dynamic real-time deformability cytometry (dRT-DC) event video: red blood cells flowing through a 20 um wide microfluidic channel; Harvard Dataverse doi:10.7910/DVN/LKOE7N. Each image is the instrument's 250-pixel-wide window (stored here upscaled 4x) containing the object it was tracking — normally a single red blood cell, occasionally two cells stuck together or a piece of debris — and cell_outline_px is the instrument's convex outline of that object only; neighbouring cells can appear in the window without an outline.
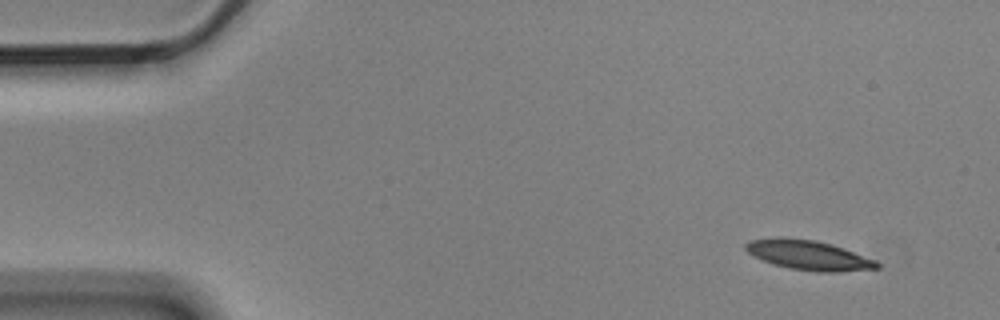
{"species": "Egyptian fruit bat (a non-hibernating species)", "species_latin": "Rousettus aegyptiacus", "temperature_condition": "cold", "stored_images_in_passage": 7, "camera_frame_rate_fps": 3000, "um_per_image_px": 0.085, "animal": {"sex": "male"}, "frame": {"image": 1, "passage_image": 1, "time_ms": 0.0, "image_size_px": [1000, 320], "cell_outline_px": [[880, 268], [840, 272], [816, 272], [788, 268], [772, 264], [748, 252], [744, 248], [744, 244], [748, 240], [776, 236], [816, 240], [832, 244], [876, 260], [880, 264]], "centroid_in_image_um": [68.72, 21.68], "position_along_channel_um": 16.3, "area_um2": 22.95}}
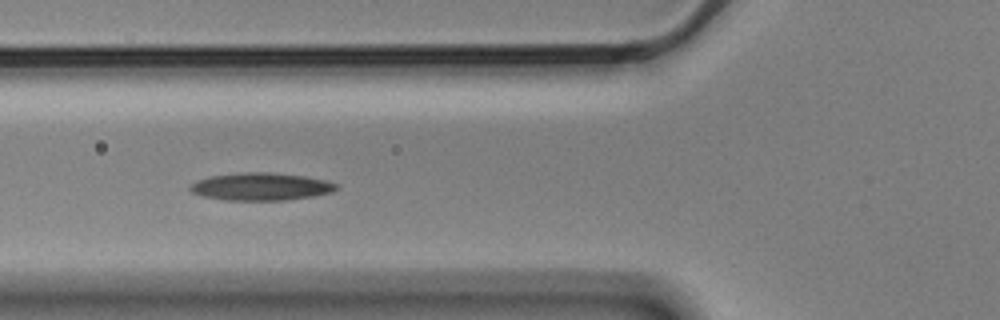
{"frame": {"image": 2, "passage_image": 4, "time_ms": 1.0, "image_size_px": [1000, 320], "cell_outline_px": [[340, 188], [332, 192], [312, 196], [284, 200], [224, 200], [204, 196], [192, 192], [188, 188], [196, 180], [212, 176], [244, 172], [268, 172], [304, 176], [328, 180], [340, 184]], "centroid_in_image_um": [22.24, 15.86], "position_along_channel_um": 103.6, "area_um2": 23.52}}
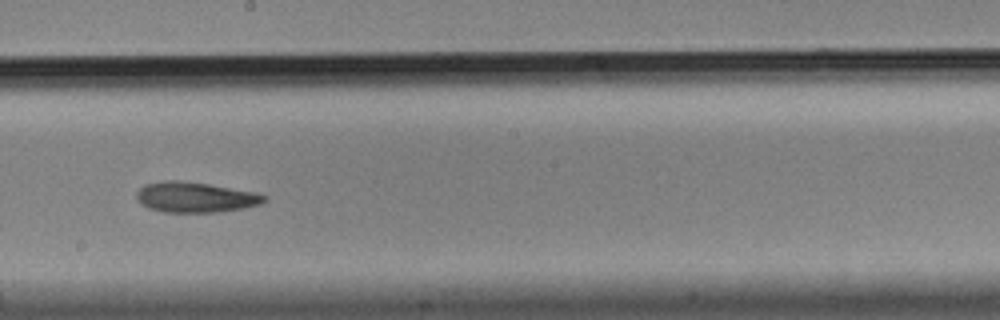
{"frame": {"image": 3, "passage_image": 7, "time_ms": 2.0, "image_size_px": [1000, 320], "cell_outline_px": [[268, 200], [260, 204], [220, 212], [164, 212], [148, 208], [136, 196], [136, 192], [144, 184], [164, 180], [180, 180], [208, 184], [256, 192], [264, 196]], "centroid_in_image_um": [16.59, 16.75], "position_along_channel_um": 231.6, "area_um2": 22.43}}